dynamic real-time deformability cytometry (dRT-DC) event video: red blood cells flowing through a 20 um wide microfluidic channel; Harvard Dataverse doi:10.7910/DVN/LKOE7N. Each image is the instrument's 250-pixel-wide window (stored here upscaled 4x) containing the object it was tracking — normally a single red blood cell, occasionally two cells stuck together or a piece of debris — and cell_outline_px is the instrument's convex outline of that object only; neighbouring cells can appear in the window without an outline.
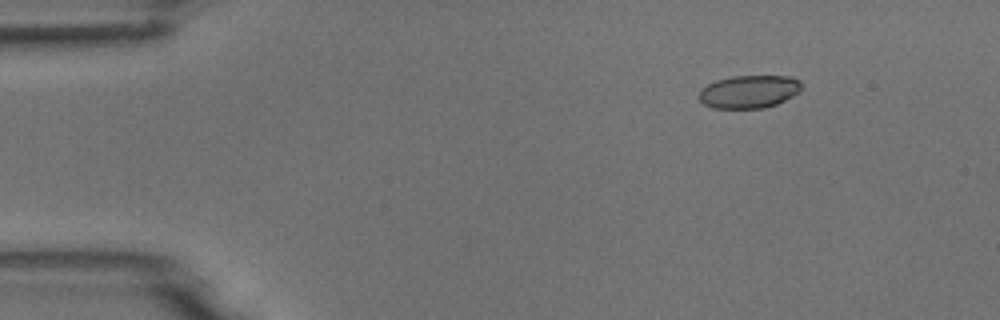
{"species": "common noctule bat (a hibernating species)", "species_latin": "Nyctalus noctula", "temperature_condition": "room temperature", "stored_images_in_passage": 5, "camera_frame_rate_fps": 3000, "um_per_image_px": 0.085, "animal": {"sex": "male", "body_mass_g": 18.8}, "frame": {"image": 1, "passage_image": 2, "time_ms": 1.333, "image_size_px": [1000, 320], "cell_outline_px": [[804, 88], [792, 96], [776, 104], [764, 108], [712, 108], [704, 104], [696, 96], [700, 88], [716, 80], [732, 76], [792, 76], [800, 80]], "centroid_in_image_um": [63.66, 7.78], "position_along_channel_um": 21.3, "area_um2": 19.94}}
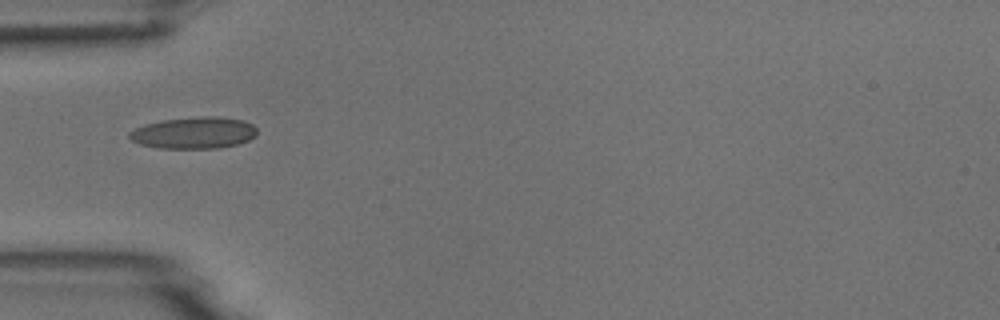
{"frame": {"image": 2, "passage_image": 5, "time_ms": 4.667, "image_size_px": [1000, 320], "cell_outline_px": [[256, 136], [240, 144], [220, 148], [160, 148], [140, 144], [132, 140], [128, 136], [128, 132], [144, 124], [160, 120], [204, 116], [216, 116], [244, 120], [252, 124], [256, 128]], "centroid_in_image_um": [16.5, 11.29], "position_along_channel_um": 68.5, "area_um2": 23.7}}